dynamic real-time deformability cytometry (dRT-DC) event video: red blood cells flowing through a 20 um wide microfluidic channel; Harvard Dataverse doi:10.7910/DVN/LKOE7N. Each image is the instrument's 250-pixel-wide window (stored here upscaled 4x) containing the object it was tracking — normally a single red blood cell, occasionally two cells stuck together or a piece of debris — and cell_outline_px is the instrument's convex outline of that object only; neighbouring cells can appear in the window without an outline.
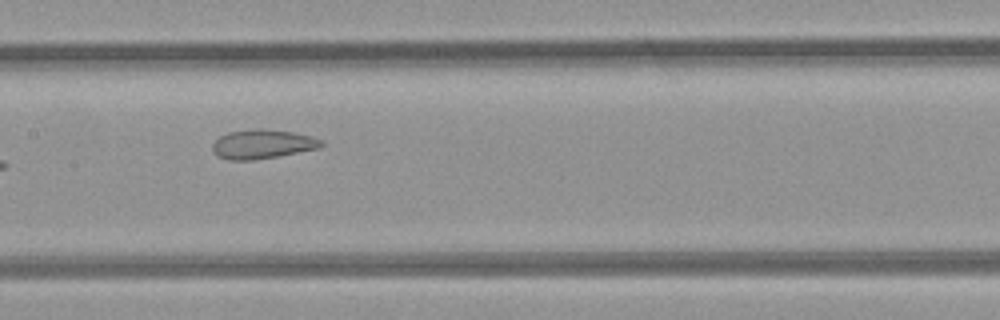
{"species": "common noctule bat (a hibernating species)", "species_latin": "Nyctalus noctula", "temperature_condition": "room temperature", "stored_images_in_passage": 6, "camera_frame_rate_fps": 3000, "um_per_image_px": 0.085, "animal": {"sex": "female", "body_mass_g": 21.9}, "frame": {"image": 1, "passage_image": 4, "time_ms": 1.0, "image_size_px": [1000, 320], "cell_outline_px": [[324, 144], [320, 148], [276, 156], [252, 160], [228, 160], [212, 152], [212, 144], [220, 136], [228, 132], [256, 128], [264, 128], [292, 132], [312, 136], [324, 140]], "centroid_in_image_um": [22.32, 12.24], "position_along_channel_um": 185.1, "area_um2": 18.55}}
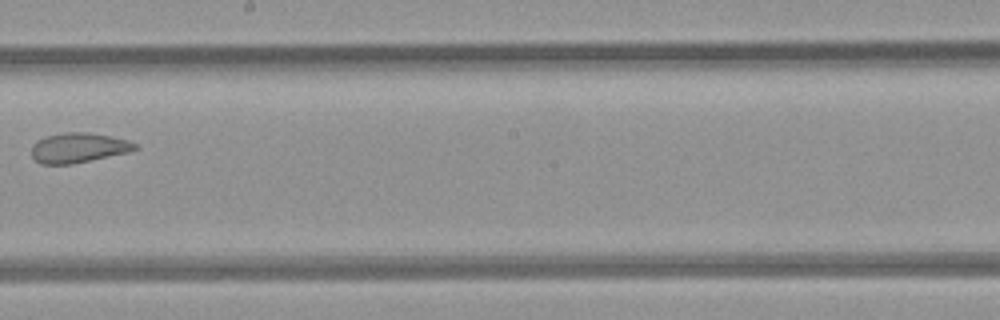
{"frame": {"image": 2, "passage_image": 5, "time_ms": 1.333, "image_size_px": [1000, 320], "cell_outline_px": [[140, 148], [128, 152], [72, 164], [40, 164], [32, 156], [32, 144], [48, 136], [64, 132], [88, 132], [128, 140], [136, 144]], "centroid_in_image_um": [6.67, 12.56], "position_along_channel_um": 241.5, "area_um2": 17.8}}
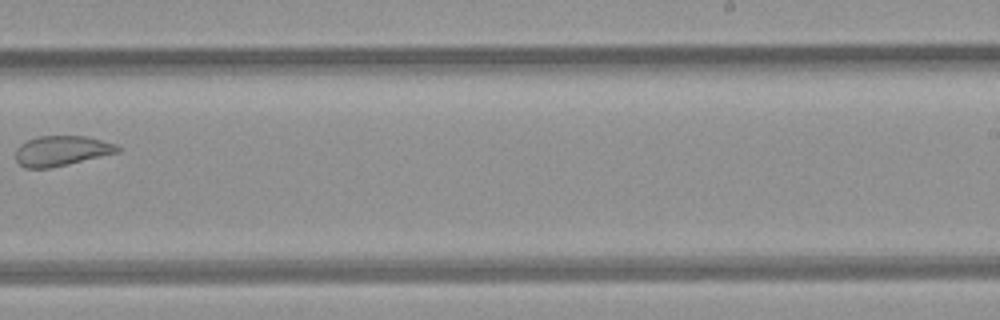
{"frame": {"image": 3, "passage_image": 6, "time_ms": 1.667, "image_size_px": [1000, 320], "cell_outline_px": [[120, 152], [52, 168], [24, 168], [16, 160], [16, 148], [20, 144], [28, 140], [40, 136], [88, 136], [116, 144], [120, 148]], "centroid_in_image_um": [5.24, 12.82], "position_along_channel_um": 283.8, "area_um2": 17.98}}